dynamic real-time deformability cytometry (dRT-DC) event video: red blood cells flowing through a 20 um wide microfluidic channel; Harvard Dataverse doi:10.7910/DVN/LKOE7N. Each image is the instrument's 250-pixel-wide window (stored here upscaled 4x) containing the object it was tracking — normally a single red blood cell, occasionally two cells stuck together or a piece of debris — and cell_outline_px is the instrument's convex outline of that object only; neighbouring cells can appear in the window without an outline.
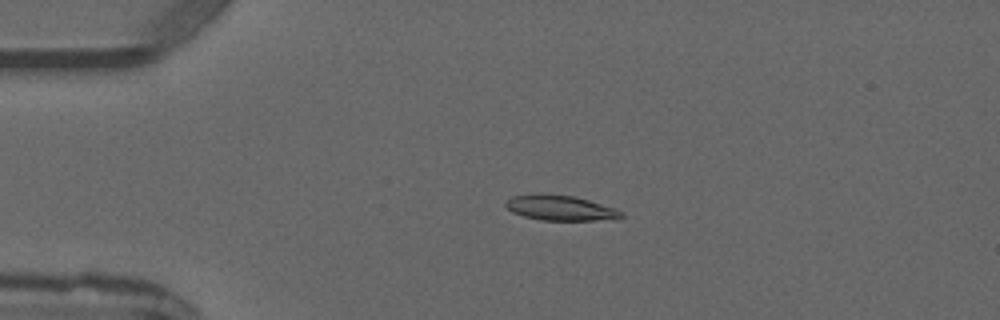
{"species": "common noctule bat (a hibernating species)", "species_latin": "Nyctalus noctula", "temperature_condition": "warm", "stored_images_in_passage": 3, "camera_frame_rate_fps": 3000, "um_per_image_px": 0.085, "animal": {"sex": "male", "forearm_length_mm": 52.5}, "frame": {"image": 1, "passage_image": 3, "time_ms": 2.667, "image_size_px": [1000, 320], "cell_outline_px": [[624, 216], [620, 220], [540, 220], [524, 216], [512, 212], [504, 204], [512, 196], [536, 192], [540, 192], [572, 196], [588, 200], [624, 212]], "centroid_in_image_um": [47.63, 17.67], "position_along_channel_um": 37.4, "area_um2": 17.17}}